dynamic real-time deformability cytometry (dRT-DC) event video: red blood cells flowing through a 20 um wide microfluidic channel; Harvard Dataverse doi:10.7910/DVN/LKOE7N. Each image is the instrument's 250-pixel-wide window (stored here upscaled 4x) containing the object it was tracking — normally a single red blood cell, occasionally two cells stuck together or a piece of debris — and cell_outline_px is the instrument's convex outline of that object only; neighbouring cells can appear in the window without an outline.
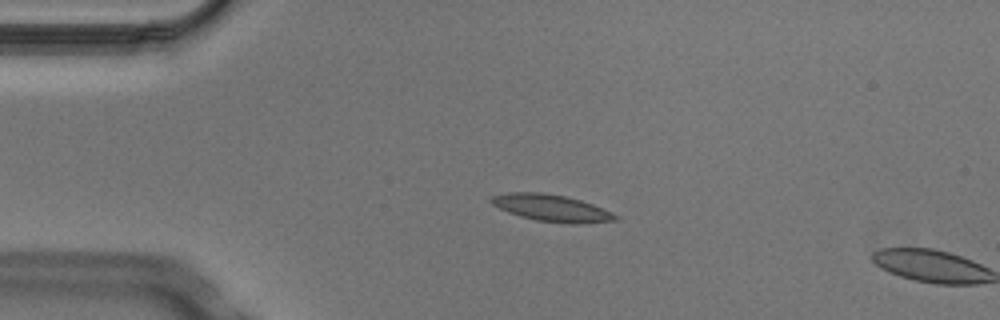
{"species": "Egyptian fruit bat (a non-hibernating species)", "species_latin": "Rousettus aegyptiacus", "temperature_condition": "cold", "stored_images_in_passage": 5, "camera_frame_rate_fps": 3000, "um_per_image_px": 0.085, "animal": {"sex": "male"}, "frame": {"image": 1, "passage_image": 4, "time_ms": 1.0, "image_size_px": [1000, 320], "cell_outline_px": [[620, 220], [580, 224], [572, 224], [536, 220], [520, 216], [508, 212], [492, 204], [488, 200], [492, 196], [508, 192], [540, 192], [564, 196], [580, 200], [592, 204], [612, 212], [620, 216]], "centroid_in_image_um": [46.91, 17.69], "position_along_channel_um": 38.1, "area_um2": 19.48}}